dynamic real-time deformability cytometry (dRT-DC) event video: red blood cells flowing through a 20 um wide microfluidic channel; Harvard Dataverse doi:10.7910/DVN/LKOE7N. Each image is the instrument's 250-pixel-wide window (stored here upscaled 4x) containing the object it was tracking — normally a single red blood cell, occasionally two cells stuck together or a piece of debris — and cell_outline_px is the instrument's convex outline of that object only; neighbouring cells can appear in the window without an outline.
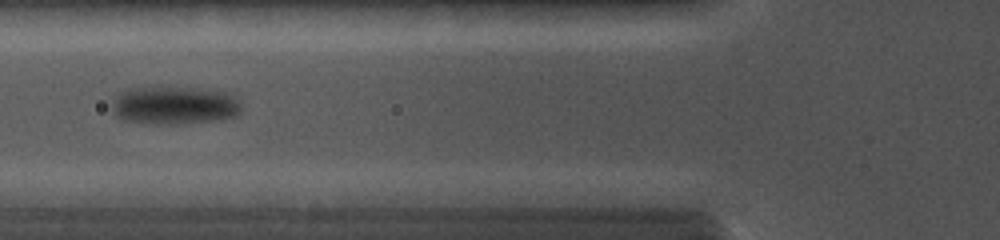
{"species": "common noctule bat (a hibernating species)", "species_latin": "Nyctalus noctula", "temperature_condition": "cold", "stored_images_in_passage": 4, "camera_frame_rate_fps": 5000, "um_per_image_px": 0.085, "animal": {"sex": "female", "body_mass_g": 19.0, "forearm_length_mm": 56.7}, "frame": {"image": 1, "passage_image": 3, "time_ms": 2.4, "image_size_px": [1000, 240], "cell_outline_px": [[240, 112], [236, 116], [212, 120], [180, 124], [144, 124], [124, 120], [116, 116], [112, 112], [112, 96], [124, 88], [168, 84], [232, 92], [240, 104]], "centroid_in_image_um": [14.74, 8.89], "position_along_channel_um": 111.1, "area_um2": 30.29}}
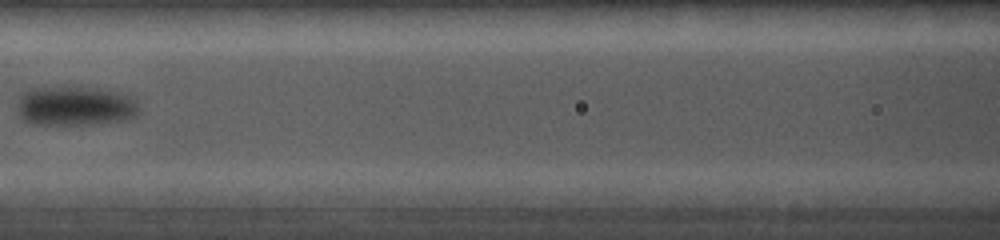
{"frame": {"image": 2, "passage_image": 4, "time_ms": 3.6, "image_size_px": [1000, 240], "cell_outline_px": [[140, 112], [136, 116], [128, 120], [92, 124], [32, 124], [24, 120], [20, 116], [16, 108], [16, 104], [20, 92], [28, 88], [44, 84], [80, 84], [124, 92], [136, 96], [140, 108]], "centroid_in_image_um": [6.4, 8.91], "position_along_channel_um": 160.2, "area_um2": 30.4}}